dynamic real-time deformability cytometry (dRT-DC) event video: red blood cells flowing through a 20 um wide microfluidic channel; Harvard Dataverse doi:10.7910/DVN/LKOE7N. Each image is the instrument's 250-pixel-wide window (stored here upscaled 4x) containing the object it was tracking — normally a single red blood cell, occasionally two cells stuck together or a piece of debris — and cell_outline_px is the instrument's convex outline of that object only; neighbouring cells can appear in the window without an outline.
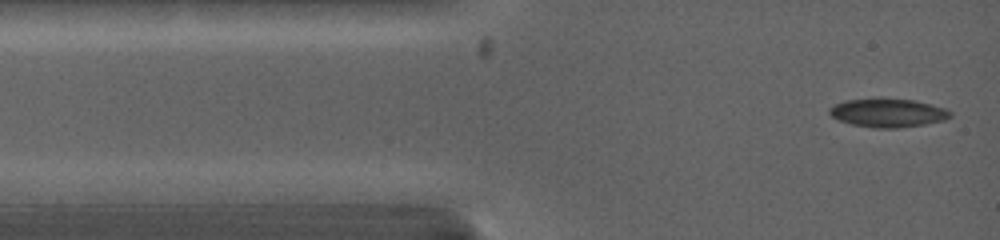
{"species": "common noctule bat (a hibernating species)", "species_latin": "Nyctalus noctula", "temperature_condition": "warm", "stored_images_in_passage": 15, "camera_frame_rate_fps": 5000, "um_per_image_px": 0.085, "animal": {"sex": "female", "body_mass_g": 19.0, "forearm_length_mm": 53.3}, "frame": {"image": 1, "passage_image": 1, "time_ms": 0.0, "image_size_px": [1000, 240], "cell_outline_px": [[952, 116], [944, 120], [924, 124], [896, 128], [876, 128], [852, 124], [840, 120], [832, 116], [828, 112], [828, 108], [844, 100], [880, 96], [912, 100], [944, 108], [952, 112]], "centroid_in_image_um": [75.43, 9.56], "position_along_channel_um": 9.6, "area_um2": 20.4}}
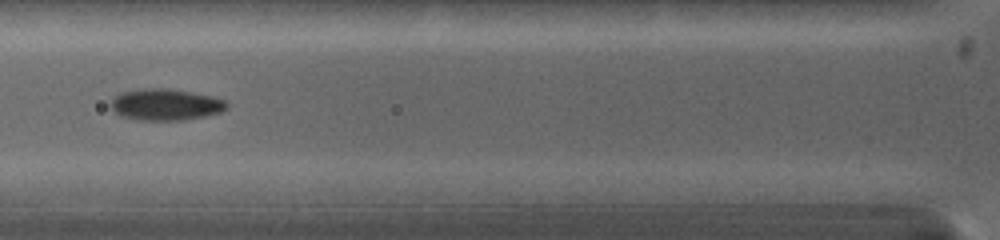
{"frame": {"image": 2, "passage_image": 8, "time_ms": 3.6, "image_size_px": [1000, 240], "cell_outline_px": [[228, 108], [220, 112], [204, 116], [184, 120], [140, 120], [120, 116], [112, 108], [112, 100], [120, 92], [144, 88], [168, 88], [192, 92], [212, 96], [224, 100], [228, 104]], "centroid_in_image_um": [14.09, 8.88], "position_along_channel_um": 111.7, "area_um2": 21.21}}
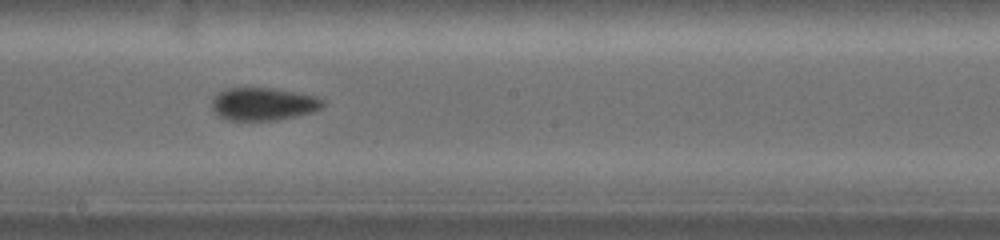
{"frame": {"image": 3, "passage_image": 13, "time_ms": 6.4, "image_size_px": [1000, 240], "cell_outline_px": [[324, 104], [320, 108], [312, 112], [296, 116], [276, 120], [228, 120], [220, 116], [212, 108], [212, 100], [220, 92], [228, 88], [272, 88], [296, 92], [312, 96], [324, 100]], "centroid_in_image_um": [22.38, 8.84], "position_along_channel_um": 225.8, "area_um2": 20.87}}